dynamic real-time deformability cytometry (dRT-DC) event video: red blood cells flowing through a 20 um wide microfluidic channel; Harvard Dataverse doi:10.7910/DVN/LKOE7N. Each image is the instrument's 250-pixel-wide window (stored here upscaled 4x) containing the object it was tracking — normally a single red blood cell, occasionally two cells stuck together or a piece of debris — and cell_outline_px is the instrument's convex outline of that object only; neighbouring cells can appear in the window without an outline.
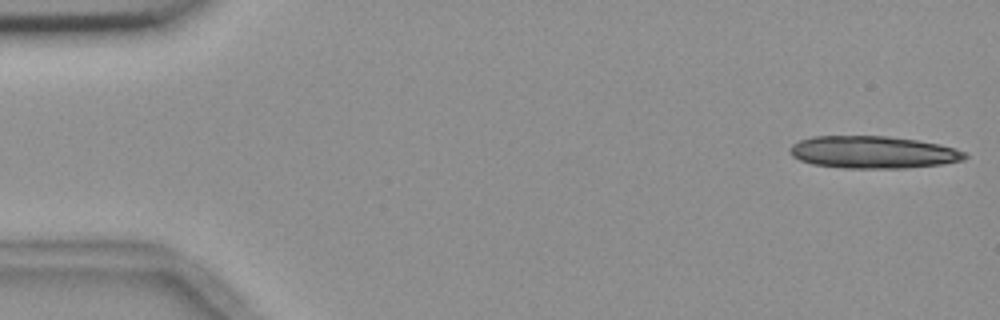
{"species": "common noctule bat (a hibernating species)", "species_latin": "Nyctalus noctula", "temperature_condition": "room temperature", "stored_images_in_passage": 24, "camera_frame_rate_fps": 3000, "um_per_image_px": 0.085, "animal": {"sex": "female", "body_mass_g": 18.4}, "frame": {"image": 1, "passage_image": 1, "time_ms": 0.0, "image_size_px": [1000, 320], "cell_outline_px": [[968, 156], [964, 160], [940, 164], [904, 168], [844, 168], [812, 164], [800, 160], [792, 156], [792, 144], [800, 140], [812, 136], [888, 136], [916, 140], [940, 144], [964, 152]], "centroid_in_image_um": [74.2, 12.94], "position_along_channel_um": 10.8, "area_um2": 32.71}}
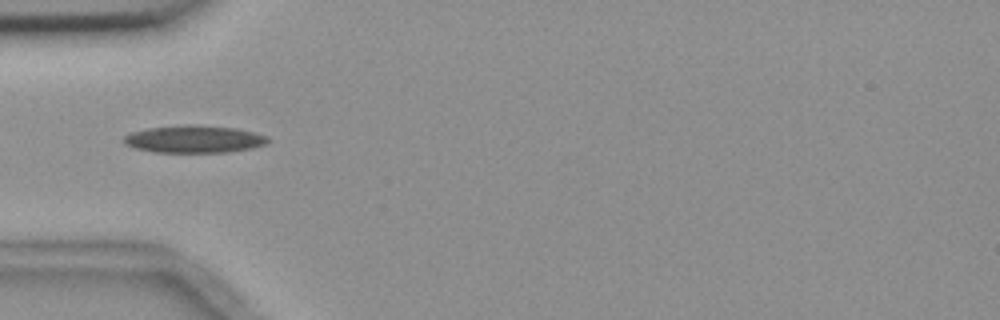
{"frame": {"image": 2, "passage_image": 17, "time_ms": 5.333, "image_size_px": [1000, 320], "cell_outline_px": [[268, 140], [264, 144], [252, 148], [224, 152], [156, 152], [136, 148], [124, 144], [124, 136], [132, 132], [148, 128], [236, 128], [268, 136]], "centroid_in_image_um": [16.5, 11.88], "position_along_channel_um": 68.5, "area_um2": 21.44}}